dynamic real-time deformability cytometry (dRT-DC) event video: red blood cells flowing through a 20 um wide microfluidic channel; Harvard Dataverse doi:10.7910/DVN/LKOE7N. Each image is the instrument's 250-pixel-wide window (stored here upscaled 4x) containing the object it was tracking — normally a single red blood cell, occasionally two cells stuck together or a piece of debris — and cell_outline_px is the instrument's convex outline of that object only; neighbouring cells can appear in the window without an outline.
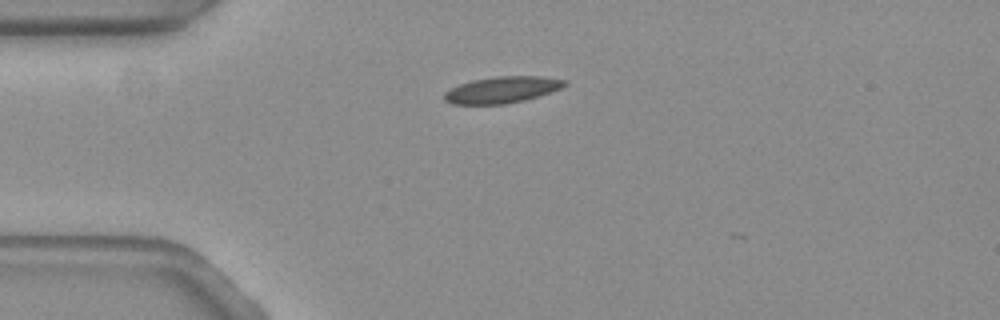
{"species": "common noctule bat (a hibernating species)", "species_latin": "Nyctalus noctula", "temperature_condition": "warm", "stored_images_in_passage": 3, "camera_frame_rate_fps": 3000, "um_per_image_px": 0.085, "animal": {"sex": "female", "body_mass_g": 19.3, "forearm_length_mm": 54.1}, "frame": {"image": 1, "passage_image": 1, "time_ms": 0.0, "image_size_px": [1000, 320], "cell_outline_px": [[568, 84], [560, 88], [524, 100], [504, 104], [452, 104], [444, 100], [444, 92], [460, 84], [472, 80], [496, 76], [540, 76], [568, 80]], "centroid_in_image_um": [42.66, 7.62], "position_along_channel_um": 42.3, "area_um2": 18.38}}